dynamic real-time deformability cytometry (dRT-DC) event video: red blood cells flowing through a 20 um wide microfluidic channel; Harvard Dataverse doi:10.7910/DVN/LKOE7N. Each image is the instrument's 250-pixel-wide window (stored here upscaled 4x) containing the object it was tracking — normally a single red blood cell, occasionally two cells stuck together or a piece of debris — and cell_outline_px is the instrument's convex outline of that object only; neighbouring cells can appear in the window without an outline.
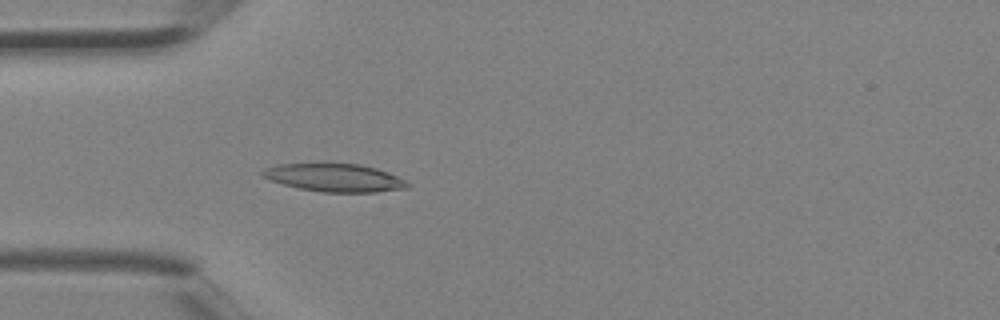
{"species": "Egyptian fruit bat (a non-hibernating species)", "species_latin": "Rousettus aegyptiacus", "temperature_condition": "room temperature", "stored_images_in_passage": 2, "camera_frame_rate_fps": 3000, "um_per_image_px": 0.085, "animal": {"sex": "female"}, "frame": {"image": 1, "passage_image": 2, "time_ms": 0.333, "image_size_px": [1000, 320], "cell_outline_px": [[412, 184], [408, 188], [376, 192], [320, 192], [300, 188], [284, 184], [260, 176], [260, 172], [264, 168], [276, 164], [324, 160], [328, 160], [360, 164], [376, 168], [388, 172]], "centroid_in_image_um": [28.38, 15.04], "position_along_channel_um": 56.6, "area_um2": 24.8}}